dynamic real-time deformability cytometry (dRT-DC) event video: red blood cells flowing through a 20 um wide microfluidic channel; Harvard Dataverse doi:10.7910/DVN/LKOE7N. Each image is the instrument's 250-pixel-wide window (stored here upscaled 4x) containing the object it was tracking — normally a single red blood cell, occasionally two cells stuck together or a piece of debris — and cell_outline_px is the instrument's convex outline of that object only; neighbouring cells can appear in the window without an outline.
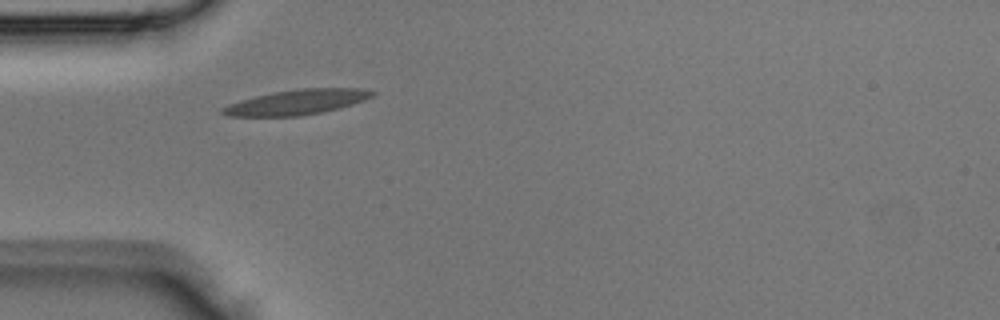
{"species": "Egyptian fruit bat (a non-hibernating species)", "species_latin": "Rousettus aegyptiacus", "temperature_condition": "room temperature", "stored_images_in_passage": 5, "camera_frame_rate_fps": 3000, "um_per_image_px": 0.085, "animal": {"sex": "male"}, "frame": {"image": 1, "passage_image": 4, "time_ms": 1.0, "image_size_px": [1000, 320], "cell_outline_px": [[376, 92], [372, 96], [364, 100], [340, 108], [300, 116], [228, 116], [220, 112], [220, 108], [228, 104], [240, 100], [256, 96], [276, 92], [300, 88], [360, 88]], "centroid_in_image_um": [25.21, 8.68], "position_along_channel_um": 59.8, "area_um2": 21.68}}
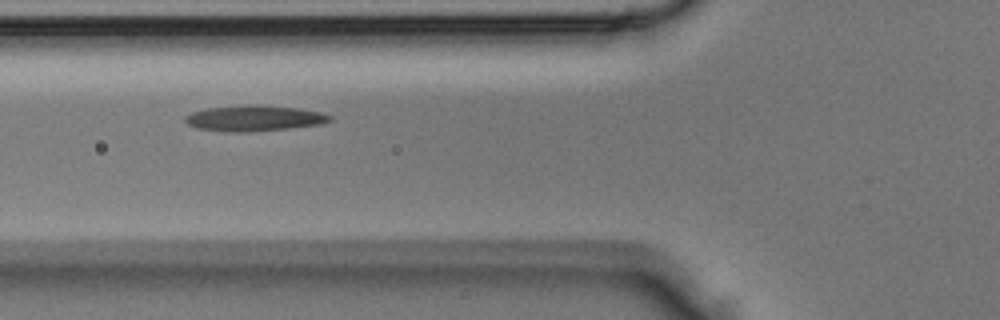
{"frame": {"image": 2, "passage_image": 5, "time_ms": 1.333, "image_size_px": [1000, 320], "cell_outline_px": [[332, 120], [320, 124], [288, 128], [248, 132], [228, 132], [196, 128], [188, 124], [184, 120], [184, 116], [192, 112], [208, 108], [252, 104], [260, 104], [296, 108], [320, 112], [332, 116]], "centroid_in_image_um": [21.58, 10.05], "position_along_channel_um": 104.2, "area_um2": 21.68}}